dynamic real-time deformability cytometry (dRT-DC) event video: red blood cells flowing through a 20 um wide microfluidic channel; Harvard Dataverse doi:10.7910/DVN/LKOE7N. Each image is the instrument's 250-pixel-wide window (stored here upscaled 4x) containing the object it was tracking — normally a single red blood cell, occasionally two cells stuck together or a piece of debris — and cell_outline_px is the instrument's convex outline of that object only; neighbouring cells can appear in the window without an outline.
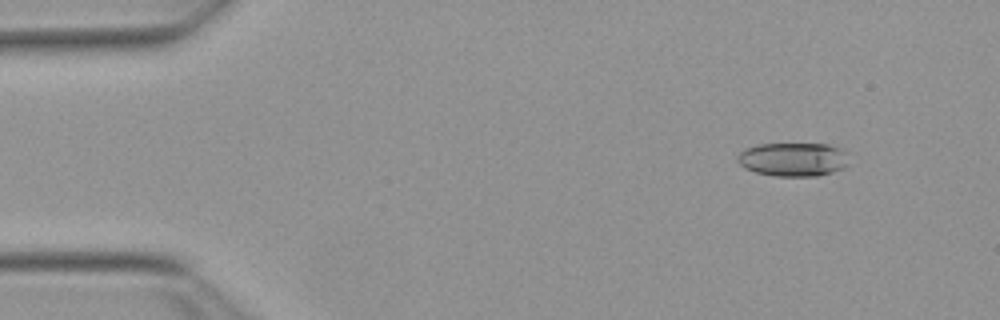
{"species": "Egyptian fruit bat (a non-hibernating species)", "species_latin": "Rousettus aegyptiacus", "temperature_condition": "warm", "stored_images_in_passage": 54, "segment_of_instrument_passage": [1, 2], "camera_frame_rate_fps": 3000, "um_per_image_px": 0.085, "animal": {"sex": "female"}, "frame": {"image": 1, "passage_image": 6, "time_ms": 1.667, "image_size_px": [1000, 320], "cell_outline_px": [[844, 168], [832, 172], [816, 176], [776, 176], [756, 172], [744, 168], [736, 160], [736, 156], [744, 148], [760, 144], [828, 144], [840, 148], [844, 152]], "centroid_in_image_um": [67.33, 13.54], "position_along_channel_um": 17.7, "area_um2": 21.68}}
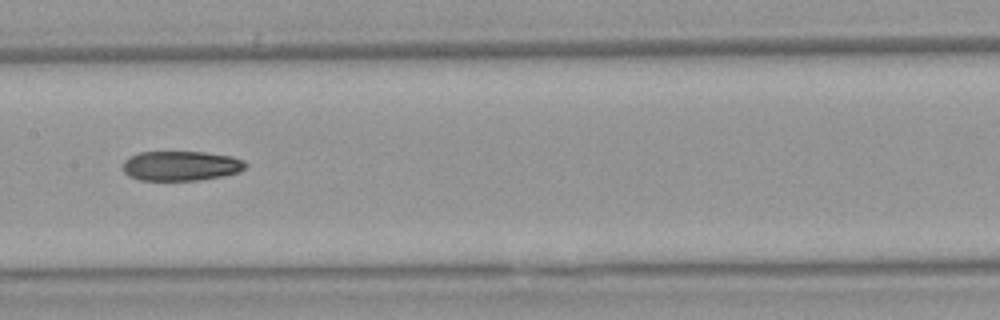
{"frame": {"image": 2, "passage_image": 27, "time_ms": 8.667, "image_size_px": [1000, 320], "cell_outline_px": [[248, 164], [240, 172], [224, 176], [200, 180], [140, 180], [128, 176], [124, 172], [124, 160], [128, 156], [140, 152], [204, 152], [232, 156], [244, 160]], "centroid_in_image_um": [15.4, 14.09], "position_along_channel_um": 192.0, "area_um2": 21.44}}
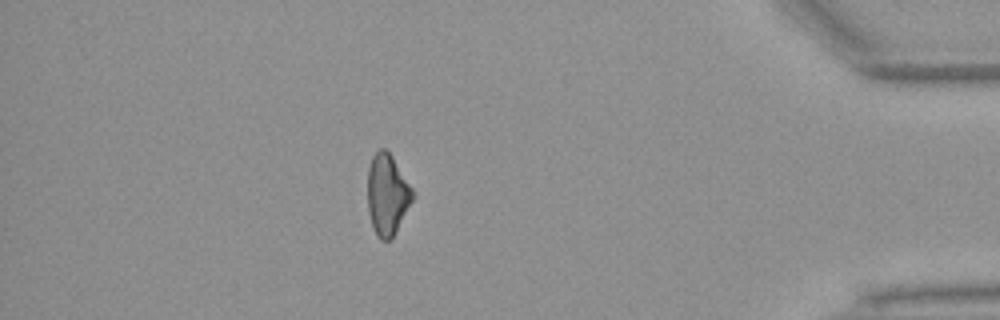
{"frame": {"image": 3, "passage_image": 47, "time_ms": 15.333, "image_size_px": [1000, 320], "cell_outline_px": [[416, 196], [392, 240], [380, 240], [376, 236], [368, 212], [368, 168], [372, 156], [380, 148], [384, 148], [392, 156], [412, 188]], "centroid_in_image_um": [32.93, 16.58], "position_along_channel_um": 402.3, "area_um2": 21.5}}